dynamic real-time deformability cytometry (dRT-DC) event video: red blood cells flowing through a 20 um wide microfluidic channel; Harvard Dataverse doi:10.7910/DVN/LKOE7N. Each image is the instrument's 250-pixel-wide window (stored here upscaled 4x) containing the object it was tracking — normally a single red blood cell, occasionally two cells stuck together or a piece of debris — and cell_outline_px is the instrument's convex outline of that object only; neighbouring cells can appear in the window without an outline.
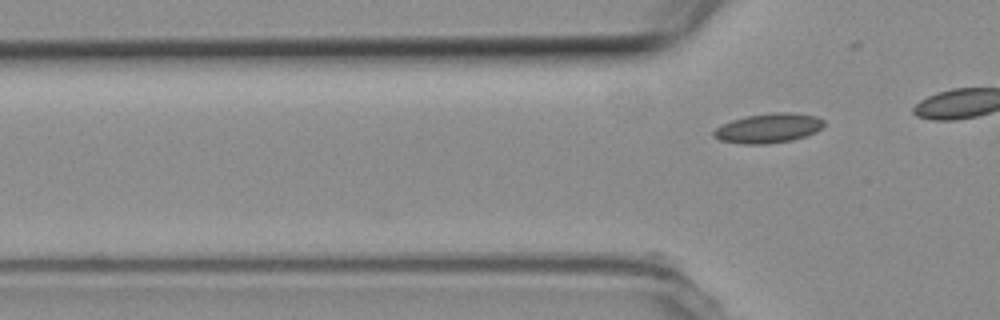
{"species": "common noctule bat (a hibernating species)", "species_latin": "Nyctalus noctula", "temperature_condition": "room temperature", "stored_images_in_passage": 14, "camera_frame_rate_fps": 3000, "um_per_image_px": 0.085, "animal": {"sex": "female", "body_mass_g": 19.3, "forearm_length_mm": 54.1}, "frame": {"image": 1, "passage_image": 14, "time_ms": 4.333, "image_size_px": [1000, 320], "cell_outline_px": [[824, 124], [816, 132], [792, 140], [764, 144], [744, 144], [720, 140], [712, 136], [712, 132], [720, 124], [744, 116], [772, 112], [796, 112], [816, 116], [824, 120]], "centroid_in_image_um": [65.29, 10.88], "position_along_channel_um": 60.5, "area_um2": 19.13}}